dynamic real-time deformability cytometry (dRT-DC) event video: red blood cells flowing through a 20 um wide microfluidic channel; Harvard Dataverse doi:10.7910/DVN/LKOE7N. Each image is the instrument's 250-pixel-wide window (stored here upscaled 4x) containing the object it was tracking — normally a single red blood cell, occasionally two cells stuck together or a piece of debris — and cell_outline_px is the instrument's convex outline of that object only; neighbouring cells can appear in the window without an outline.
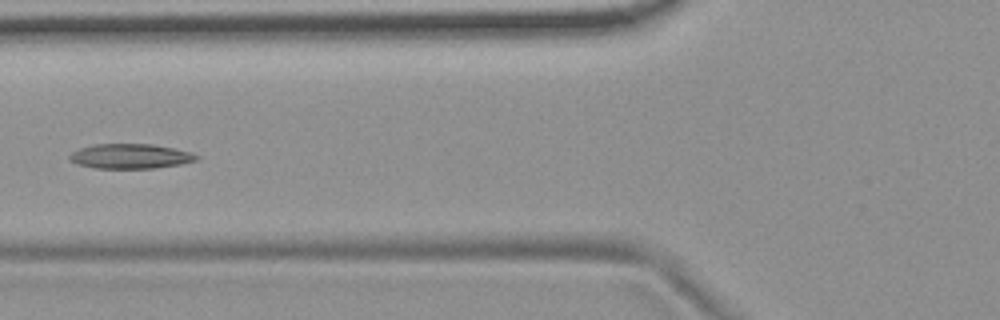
{"species": "common noctule bat (a hibernating species)", "species_latin": "Nyctalus noctula", "temperature_condition": "room temperature", "stored_images_in_passage": 7, "camera_frame_rate_fps": 3000, "um_per_image_px": 0.085, "animal": {"sex": "female", "body_mass_g": 19.9}, "frame": {"image": 1, "passage_image": 6, "time_ms": 6.0, "image_size_px": [1000, 320], "cell_outline_px": [[200, 156], [196, 160], [180, 164], [156, 168], [96, 168], [76, 164], [68, 160], [68, 156], [72, 152], [80, 148], [92, 144], [152, 144], [192, 152]], "centroid_in_image_um": [11.05, 13.28], "position_along_channel_um": 114.7, "area_um2": 18.38}}
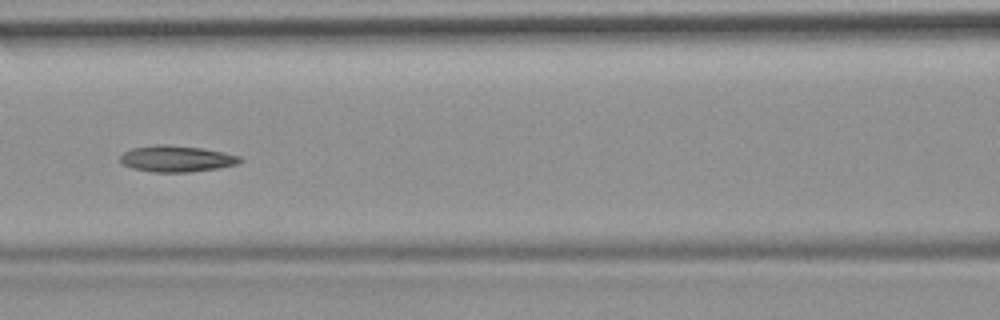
{"frame": {"image": 2, "passage_image": 7, "time_ms": 7.0, "image_size_px": [1000, 320], "cell_outline_px": [[244, 160], [236, 164], [216, 168], [192, 172], [152, 172], [132, 168], [120, 164], [120, 156], [124, 152], [132, 148], [152, 144], [168, 144], [204, 148], [224, 152], [240, 156]], "centroid_in_image_um": [14.98, 13.48], "position_along_channel_um": 151.6, "area_um2": 18.61}}